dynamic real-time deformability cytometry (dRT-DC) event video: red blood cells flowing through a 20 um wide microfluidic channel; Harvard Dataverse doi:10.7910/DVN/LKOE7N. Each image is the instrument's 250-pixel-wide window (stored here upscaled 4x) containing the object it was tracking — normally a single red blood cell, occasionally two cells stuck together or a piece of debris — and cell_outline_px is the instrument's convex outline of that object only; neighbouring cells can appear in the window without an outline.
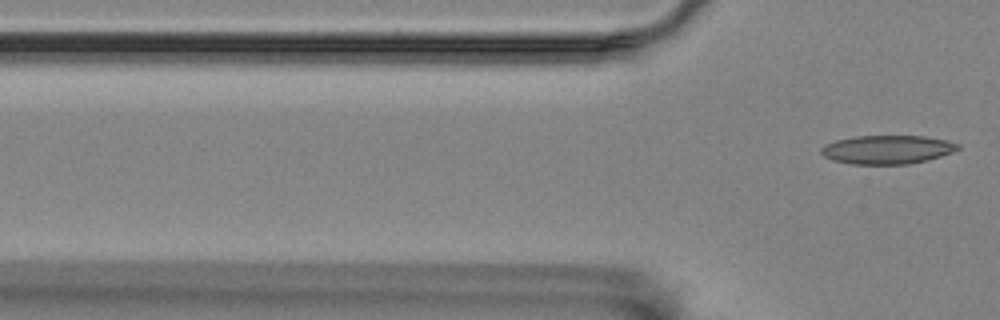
{"species": "Egyptian fruit bat (a non-hibernating species)", "species_latin": "Rousettus aegyptiacus", "temperature_condition": "room temperature", "stored_images_in_passage": 7, "camera_frame_rate_fps": 3000, "um_per_image_px": 0.085, "animal": {"sex": "female"}, "frame": {"image": 1, "passage_image": 7, "time_ms": 2.0, "image_size_px": [1000, 320], "cell_outline_px": [[960, 148], [952, 152], [928, 160], [908, 164], [852, 164], [832, 160], [824, 156], [820, 152], [820, 148], [824, 144], [836, 140], [856, 136], [924, 136], [948, 140], [960, 144]], "centroid_in_image_um": [75.41, 12.71], "position_along_channel_um": 50.4, "area_um2": 22.95}}